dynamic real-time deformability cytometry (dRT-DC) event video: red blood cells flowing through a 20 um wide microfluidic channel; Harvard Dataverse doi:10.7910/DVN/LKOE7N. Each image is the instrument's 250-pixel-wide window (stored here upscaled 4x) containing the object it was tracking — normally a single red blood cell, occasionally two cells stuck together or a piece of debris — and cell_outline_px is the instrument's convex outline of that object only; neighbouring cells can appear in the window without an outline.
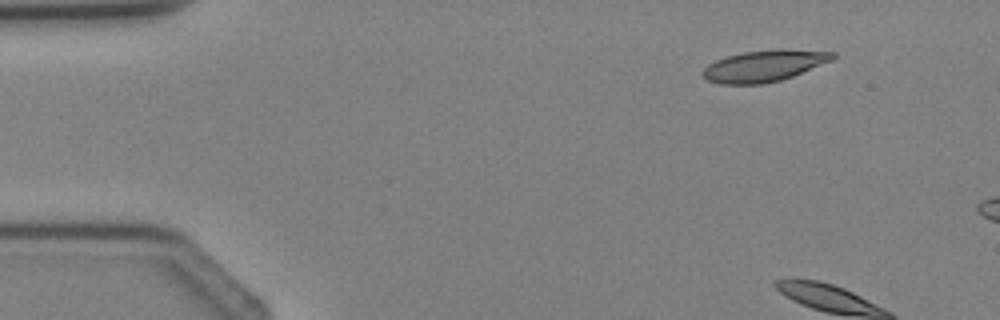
{"species": "Egyptian fruit bat (a non-hibernating species)", "species_latin": "Rousettus aegyptiacus", "temperature_condition": "cold", "stored_images_in_passage": 3, "camera_frame_rate_fps": 3000, "um_per_image_px": 0.085, "animal": {"sex": "female"}, "frame": {"image": 1, "passage_image": 1, "time_ms": 0.0, "image_size_px": [1000, 320], "cell_outline_px": [[836, 56], [832, 60], [792, 76], [780, 80], [764, 84], [720, 84], [708, 80], [700, 76], [700, 72], [708, 64], [716, 60], [728, 56], [744, 52], [776, 48], [784, 48], [836, 52]], "centroid_in_image_um": [64.94, 5.59], "position_along_channel_um": 20.1, "area_um2": 23.99}}